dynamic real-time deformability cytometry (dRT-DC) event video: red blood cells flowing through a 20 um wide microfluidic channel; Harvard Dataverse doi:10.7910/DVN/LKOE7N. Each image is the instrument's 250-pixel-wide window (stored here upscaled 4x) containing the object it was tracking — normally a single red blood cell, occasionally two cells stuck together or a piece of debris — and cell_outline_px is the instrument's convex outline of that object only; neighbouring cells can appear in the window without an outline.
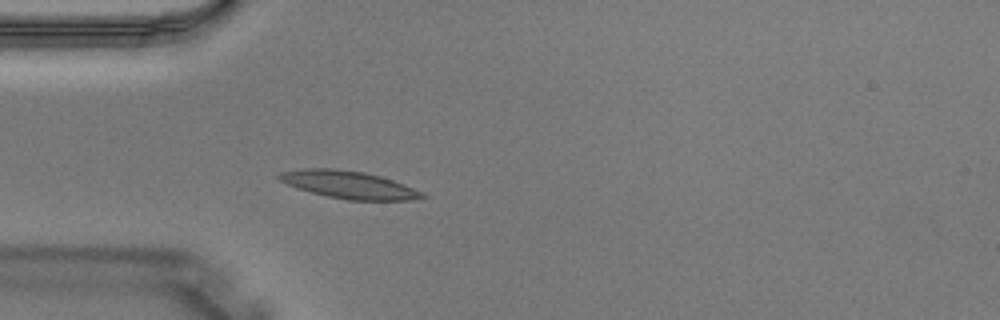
{"species": "Egyptian fruit bat (a non-hibernating species)", "species_latin": "Rousettus aegyptiacus", "temperature_condition": "warm", "stored_images_in_passage": 3, "camera_frame_rate_fps": 3000, "um_per_image_px": 0.085, "animal": {"sex": "male"}, "frame": {"image": 1, "passage_image": 3, "time_ms": 0.667, "image_size_px": [1000, 320], "cell_outline_px": [[428, 196], [408, 200], [348, 200], [328, 196], [296, 188], [280, 180], [276, 176], [280, 172], [304, 168], [332, 168], [364, 172], [380, 176], [404, 184], [424, 192]], "centroid_in_image_um": [29.65, 15.7], "position_along_channel_um": 55.3, "area_um2": 22.83}}